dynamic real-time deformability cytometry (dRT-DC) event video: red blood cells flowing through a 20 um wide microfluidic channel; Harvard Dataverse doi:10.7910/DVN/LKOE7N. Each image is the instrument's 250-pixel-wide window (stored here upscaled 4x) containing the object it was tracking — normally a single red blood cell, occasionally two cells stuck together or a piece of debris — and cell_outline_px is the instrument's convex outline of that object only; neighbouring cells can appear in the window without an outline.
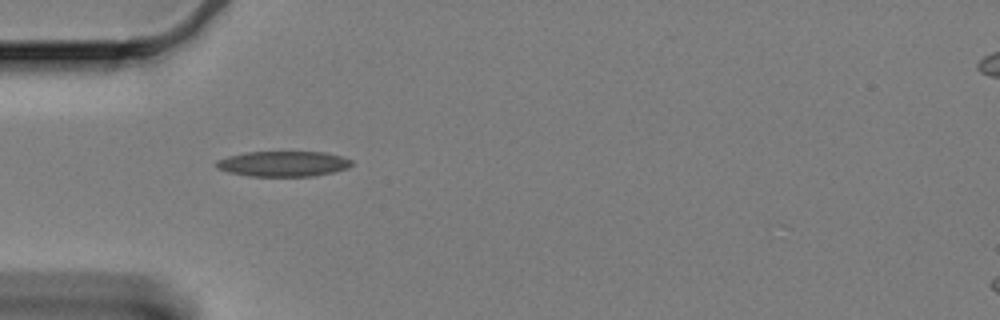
{"species": "Egyptian fruit bat (a non-hibernating species)", "species_latin": "Rousettus aegyptiacus", "temperature_condition": "cold", "stored_images_in_passage": 39, "camera_frame_rate_fps": 3000, "um_per_image_px": 0.085, "animal": {"sex": "female"}, "frame": {"image": 1, "passage_image": 1, "time_ms": 0.0, "image_size_px": [1000, 320], "cell_outline_px": [[352, 164], [348, 168], [332, 172], [312, 176], [248, 176], [228, 172], [216, 168], [216, 160], [228, 156], [248, 152], [324, 152], [340, 156], [352, 160]], "centroid_in_image_um": [24.05, 13.92], "position_along_channel_um": 61.0, "area_um2": 19.94}}
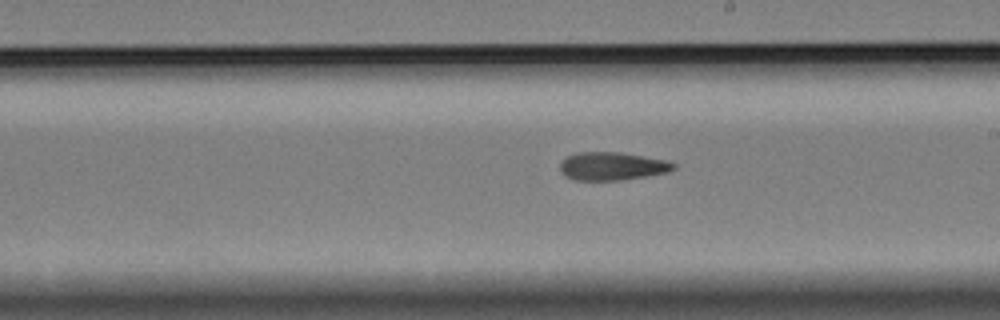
{"frame": {"image": 2, "passage_image": 17, "time_ms": 5.333, "image_size_px": [1000, 320], "cell_outline_px": [[676, 168], [668, 172], [620, 180], [572, 180], [564, 176], [560, 168], [560, 164], [568, 156], [576, 152], [620, 152], [668, 160], [676, 164]], "centroid_in_image_um": [52.04, 14.12], "position_along_channel_um": 237.0, "area_um2": 18.61}}
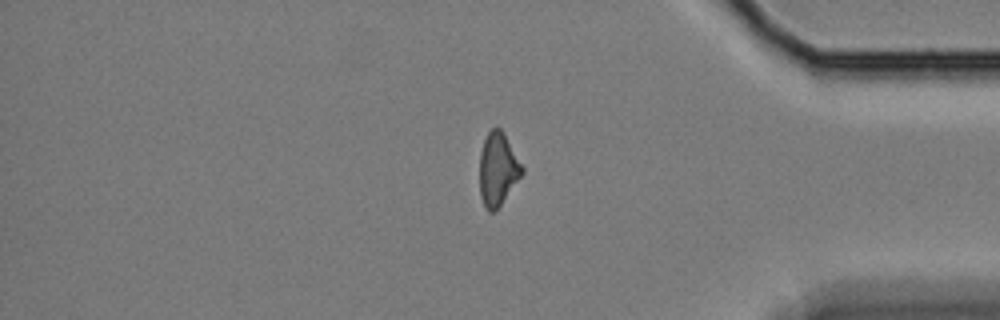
{"frame": {"image": 3, "passage_image": 33, "time_ms": 10.667, "image_size_px": [1000, 320], "cell_outline_px": [[524, 172], [496, 212], [488, 212], [484, 208], [480, 196], [480, 152], [484, 140], [488, 132], [492, 128], [500, 128], [504, 132], [524, 168]], "centroid_in_image_um": [42.32, 14.41], "position_along_channel_um": 392.9, "area_um2": 18.26}, "authors_computed_cell_mechanics": {"area_um2": 18.6116, "velocity_mm_per_s": 3.3338, "shape_relaxation_time_tau1_ms": null, "shape_relaxation_time_tau2_ms": 6.6198, "deformation_change_tau1": null, "deformation_change_tau2": 0.1775}}